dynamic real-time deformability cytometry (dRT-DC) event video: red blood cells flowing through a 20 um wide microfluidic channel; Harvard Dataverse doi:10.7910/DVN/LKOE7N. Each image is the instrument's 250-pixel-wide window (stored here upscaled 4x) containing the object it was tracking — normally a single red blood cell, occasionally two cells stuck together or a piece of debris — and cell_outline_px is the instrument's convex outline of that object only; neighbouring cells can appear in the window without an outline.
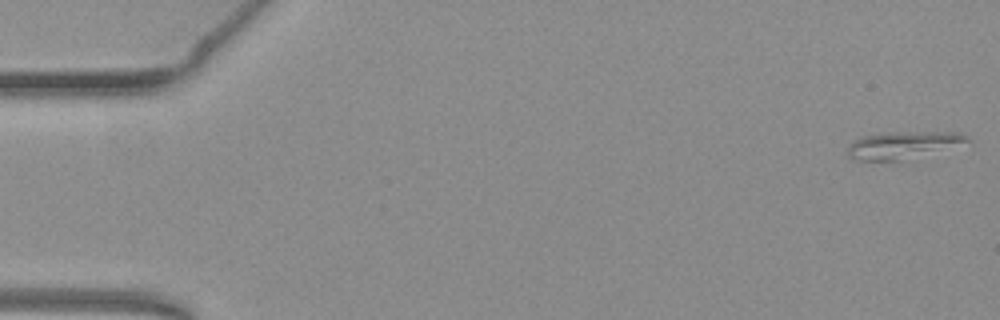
{"species": "common noctule bat (a hibernating species)", "species_latin": "Nyctalus noctula", "temperature_condition": "warm", "stored_images_in_passage": 53, "camera_frame_rate_fps": 3000, "um_per_image_px": 0.085, "animal": {"sex": "female", "body_mass_g": 19.3, "forearm_length_mm": 54.1}, "frame": {"image": 1, "passage_image": 1, "time_ms": 0.0, "image_size_px": [1000, 320], "cell_outline_px": [[972, 140], [896, 160], [860, 160], [848, 156], [848, 148], [856, 140], [864, 136], [896, 132], [960, 132]], "centroid_in_image_um": [76.69, 12.3], "position_along_channel_um": 8.3, "area_um2": 17.57}}
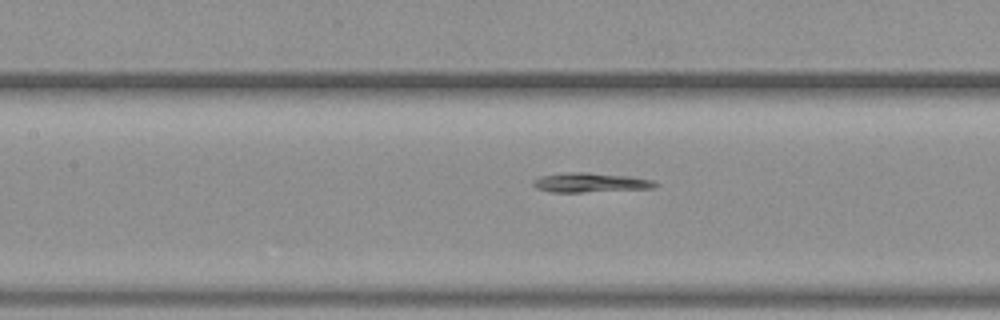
{"frame": {"image": 2, "passage_image": 24, "time_ms": 7.667, "image_size_px": [1000, 320], "cell_outline_px": [[656, 184], [652, 188], [580, 192], [552, 192], [536, 188], [532, 184], [532, 180], [540, 176], [564, 172], [588, 172], [628, 176], [652, 180]], "centroid_in_image_um": [50.08, 15.5], "position_along_channel_um": 157.3, "area_um2": 13.7}}
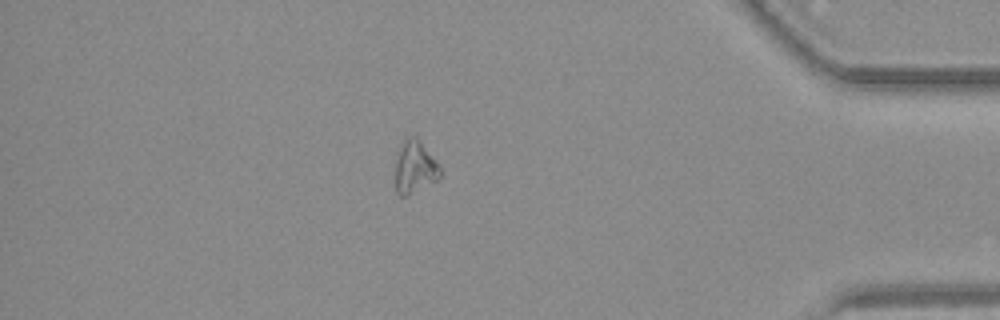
{"frame": {"image": 3, "passage_image": 46, "time_ms": 15.0, "image_size_px": [1000, 320], "cell_outline_px": [[440, 176], [436, 180], [408, 196], [400, 196], [396, 192], [396, 160], [400, 148], [404, 140], [408, 136], [416, 136], [420, 140], [440, 164]], "centroid_in_image_um": [35.27, 14.2], "position_along_channel_um": 399.9, "area_um2": 13.7}}